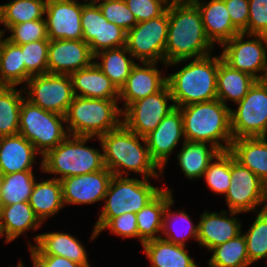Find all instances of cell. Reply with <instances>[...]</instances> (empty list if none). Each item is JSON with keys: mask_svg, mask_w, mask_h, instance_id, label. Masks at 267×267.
I'll use <instances>...</instances> for the list:
<instances>
[{"mask_svg": "<svg viewBox=\"0 0 267 267\" xmlns=\"http://www.w3.org/2000/svg\"><path fill=\"white\" fill-rule=\"evenodd\" d=\"M228 9L232 24L247 35L249 19V0H224Z\"/></svg>", "mask_w": 267, "mask_h": 267, "instance_id": "obj_48", "label": "cell"}, {"mask_svg": "<svg viewBox=\"0 0 267 267\" xmlns=\"http://www.w3.org/2000/svg\"><path fill=\"white\" fill-rule=\"evenodd\" d=\"M126 46L107 49L94 55V59L101 58V62L94 63L111 80L118 90L125 84L132 67L136 64Z\"/></svg>", "mask_w": 267, "mask_h": 267, "instance_id": "obj_34", "label": "cell"}, {"mask_svg": "<svg viewBox=\"0 0 267 267\" xmlns=\"http://www.w3.org/2000/svg\"><path fill=\"white\" fill-rule=\"evenodd\" d=\"M184 61L189 64L167 77L175 107H182L193 103L209 102L217 99V71L219 56L211 54L202 58L180 60L165 66L176 65Z\"/></svg>", "mask_w": 267, "mask_h": 267, "instance_id": "obj_3", "label": "cell"}, {"mask_svg": "<svg viewBox=\"0 0 267 267\" xmlns=\"http://www.w3.org/2000/svg\"><path fill=\"white\" fill-rule=\"evenodd\" d=\"M229 211L244 213L267 208V185L231 154L230 187L225 194ZM257 207V208H256Z\"/></svg>", "mask_w": 267, "mask_h": 267, "instance_id": "obj_13", "label": "cell"}, {"mask_svg": "<svg viewBox=\"0 0 267 267\" xmlns=\"http://www.w3.org/2000/svg\"><path fill=\"white\" fill-rule=\"evenodd\" d=\"M173 204L174 199L172 198L165 207L161 232L165 238L162 236L160 238L177 245L186 246L185 242L188 238L192 237L198 240V225L194 226L189 215L182 210L178 213L171 212L170 207Z\"/></svg>", "mask_w": 267, "mask_h": 267, "instance_id": "obj_35", "label": "cell"}, {"mask_svg": "<svg viewBox=\"0 0 267 267\" xmlns=\"http://www.w3.org/2000/svg\"><path fill=\"white\" fill-rule=\"evenodd\" d=\"M168 8L159 17L138 22L127 32L126 48L133 59L140 62L165 64V47L168 37Z\"/></svg>", "mask_w": 267, "mask_h": 267, "instance_id": "obj_11", "label": "cell"}, {"mask_svg": "<svg viewBox=\"0 0 267 267\" xmlns=\"http://www.w3.org/2000/svg\"><path fill=\"white\" fill-rule=\"evenodd\" d=\"M29 89L28 91L25 89ZM25 98L33 104L59 115H66L75 95L67 74L45 73L32 76L23 88Z\"/></svg>", "mask_w": 267, "mask_h": 267, "instance_id": "obj_12", "label": "cell"}, {"mask_svg": "<svg viewBox=\"0 0 267 267\" xmlns=\"http://www.w3.org/2000/svg\"><path fill=\"white\" fill-rule=\"evenodd\" d=\"M34 241L35 245L29 244L31 255H56L91 267L83 244L69 233L47 232L34 236Z\"/></svg>", "mask_w": 267, "mask_h": 267, "instance_id": "obj_22", "label": "cell"}, {"mask_svg": "<svg viewBox=\"0 0 267 267\" xmlns=\"http://www.w3.org/2000/svg\"><path fill=\"white\" fill-rule=\"evenodd\" d=\"M132 67L129 77L119 90V100L125 101L124 109L131 103L160 91L167 77L156 68L157 62H139Z\"/></svg>", "mask_w": 267, "mask_h": 267, "instance_id": "obj_20", "label": "cell"}, {"mask_svg": "<svg viewBox=\"0 0 267 267\" xmlns=\"http://www.w3.org/2000/svg\"><path fill=\"white\" fill-rule=\"evenodd\" d=\"M267 36V0H249L247 35Z\"/></svg>", "mask_w": 267, "mask_h": 267, "instance_id": "obj_46", "label": "cell"}, {"mask_svg": "<svg viewBox=\"0 0 267 267\" xmlns=\"http://www.w3.org/2000/svg\"><path fill=\"white\" fill-rule=\"evenodd\" d=\"M142 247L151 262L150 267H198L186 246L158 238L143 243Z\"/></svg>", "mask_w": 267, "mask_h": 267, "instance_id": "obj_30", "label": "cell"}, {"mask_svg": "<svg viewBox=\"0 0 267 267\" xmlns=\"http://www.w3.org/2000/svg\"><path fill=\"white\" fill-rule=\"evenodd\" d=\"M181 138L185 140L183 117L178 107L171 110L155 130L145 136L150 156L162 173L169 155L177 147Z\"/></svg>", "mask_w": 267, "mask_h": 267, "instance_id": "obj_17", "label": "cell"}, {"mask_svg": "<svg viewBox=\"0 0 267 267\" xmlns=\"http://www.w3.org/2000/svg\"><path fill=\"white\" fill-rule=\"evenodd\" d=\"M222 210L219 214L205 210L198 222V244L210 252L212 248L236 238L242 233L240 220L235 215L239 212ZM239 220V221H238Z\"/></svg>", "mask_w": 267, "mask_h": 267, "instance_id": "obj_21", "label": "cell"}, {"mask_svg": "<svg viewBox=\"0 0 267 267\" xmlns=\"http://www.w3.org/2000/svg\"><path fill=\"white\" fill-rule=\"evenodd\" d=\"M98 140L102 147L104 165L113 175L128 176L131 173L127 172L129 170L142 174L145 179L161 176L159 173L162 170L152 160L145 137L139 136L123 124L98 137Z\"/></svg>", "mask_w": 267, "mask_h": 267, "instance_id": "obj_2", "label": "cell"}, {"mask_svg": "<svg viewBox=\"0 0 267 267\" xmlns=\"http://www.w3.org/2000/svg\"><path fill=\"white\" fill-rule=\"evenodd\" d=\"M112 176L105 167L93 173L63 178L60 181L64 205L92 204L104 200Z\"/></svg>", "mask_w": 267, "mask_h": 267, "instance_id": "obj_18", "label": "cell"}, {"mask_svg": "<svg viewBox=\"0 0 267 267\" xmlns=\"http://www.w3.org/2000/svg\"><path fill=\"white\" fill-rule=\"evenodd\" d=\"M165 65L210 55L214 44L206 35L198 7L191 0L170 1Z\"/></svg>", "mask_w": 267, "mask_h": 267, "instance_id": "obj_1", "label": "cell"}, {"mask_svg": "<svg viewBox=\"0 0 267 267\" xmlns=\"http://www.w3.org/2000/svg\"><path fill=\"white\" fill-rule=\"evenodd\" d=\"M172 198V190L163 188L151 202L136 213L138 238L142 245L161 237L164 210Z\"/></svg>", "mask_w": 267, "mask_h": 267, "instance_id": "obj_29", "label": "cell"}, {"mask_svg": "<svg viewBox=\"0 0 267 267\" xmlns=\"http://www.w3.org/2000/svg\"><path fill=\"white\" fill-rule=\"evenodd\" d=\"M237 105L230 110L233 139L267 137V81L257 80Z\"/></svg>", "mask_w": 267, "mask_h": 267, "instance_id": "obj_9", "label": "cell"}, {"mask_svg": "<svg viewBox=\"0 0 267 267\" xmlns=\"http://www.w3.org/2000/svg\"><path fill=\"white\" fill-rule=\"evenodd\" d=\"M26 72L32 77L48 73L49 40H39L19 45Z\"/></svg>", "mask_w": 267, "mask_h": 267, "instance_id": "obj_42", "label": "cell"}, {"mask_svg": "<svg viewBox=\"0 0 267 267\" xmlns=\"http://www.w3.org/2000/svg\"><path fill=\"white\" fill-rule=\"evenodd\" d=\"M119 99H98L75 96L65 115L69 135L98 138L122 124ZM68 125V126H67Z\"/></svg>", "mask_w": 267, "mask_h": 267, "instance_id": "obj_6", "label": "cell"}, {"mask_svg": "<svg viewBox=\"0 0 267 267\" xmlns=\"http://www.w3.org/2000/svg\"><path fill=\"white\" fill-rule=\"evenodd\" d=\"M35 183L32 171L0 175V207L28 202Z\"/></svg>", "mask_w": 267, "mask_h": 267, "instance_id": "obj_37", "label": "cell"}, {"mask_svg": "<svg viewBox=\"0 0 267 267\" xmlns=\"http://www.w3.org/2000/svg\"><path fill=\"white\" fill-rule=\"evenodd\" d=\"M63 123H66L64 115L46 111L23 98L19 134L32 143L42 157L69 135Z\"/></svg>", "mask_w": 267, "mask_h": 267, "instance_id": "obj_8", "label": "cell"}, {"mask_svg": "<svg viewBox=\"0 0 267 267\" xmlns=\"http://www.w3.org/2000/svg\"><path fill=\"white\" fill-rule=\"evenodd\" d=\"M245 36L249 37V40H244ZM221 46L223 47V52L220 54L222 60L231 68L248 73L257 80H265L267 76L266 35L239 33Z\"/></svg>", "mask_w": 267, "mask_h": 267, "instance_id": "obj_10", "label": "cell"}, {"mask_svg": "<svg viewBox=\"0 0 267 267\" xmlns=\"http://www.w3.org/2000/svg\"><path fill=\"white\" fill-rule=\"evenodd\" d=\"M78 1V0H77ZM86 2L84 3V4H92V5H97V3L98 2H104V1H106V0H89V2H88V0H85Z\"/></svg>", "mask_w": 267, "mask_h": 267, "instance_id": "obj_50", "label": "cell"}, {"mask_svg": "<svg viewBox=\"0 0 267 267\" xmlns=\"http://www.w3.org/2000/svg\"><path fill=\"white\" fill-rule=\"evenodd\" d=\"M94 62L89 44L81 40H49L48 73L70 75Z\"/></svg>", "mask_w": 267, "mask_h": 267, "instance_id": "obj_19", "label": "cell"}, {"mask_svg": "<svg viewBox=\"0 0 267 267\" xmlns=\"http://www.w3.org/2000/svg\"><path fill=\"white\" fill-rule=\"evenodd\" d=\"M256 81L257 79L250 74L231 68L222 60L221 55L219 56L217 99L224 105H228V100L236 104L240 102Z\"/></svg>", "mask_w": 267, "mask_h": 267, "instance_id": "obj_28", "label": "cell"}, {"mask_svg": "<svg viewBox=\"0 0 267 267\" xmlns=\"http://www.w3.org/2000/svg\"><path fill=\"white\" fill-rule=\"evenodd\" d=\"M92 138L68 135L42 157L41 171L48 174H59L56 179L62 180L104 169L103 153L99 149L86 146L88 140Z\"/></svg>", "mask_w": 267, "mask_h": 267, "instance_id": "obj_7", "label": "cell"}, {"mask_svg": "<svg viewBox=\"0 0 267 267\" xmlns=\"http://www.w3.org/2000/svg\"><path fill=\"white\" fill-rule=\"evenodd\" d=\"M81 28L82 39L93 55L126 45L127 32L108 22L98 5L82 3Z\"/></svg>", "mask_w": 267, "mask_h": 267, "instance_id": "obj_15", "label": "cell"}, {"mask_svg": "<svg viewBox=\"0 0 267 267\" xmlns=\"http://www.w3.org/2000/svg\"><path fill=\"white\" fill-rule=\"evenodd\" d=\"M178 108L183 117L186 141L207 142L220 152L229 151L233 141L231 108L218 99L193 103Z\"/></svg>", "mask_w": 267, "mask_h": 267, "instance_id": "obj_4", "label": "cell"}, {"mask_svg": "<svg viewBox=\"0 0 267 267\" xmlns=\"http://www.w3.org/2000/svg\"><path fill=\"white\" fill-rule=\"evenodd\" d=\"M47 0H11L9 3L0 5V24L5 31L12 25L43 19Z\"/></svg>", "mask_w": 267, "mask_h": 267, "instance_id": "obj_36", "label": "cell"}, {"mask_svg": "<svg viewBox=\"0 0 267 267\" xmlns=\"http://www.w3.org/2000/svg\"><path fill=\"white\" fill-rule=\"evenodd\" d=\"M22 90L15 86H0V137L19 134Z\"/></svg>", "mask_w": 267, "mask_h": 267, "instance_id": "obj_38", "label": "cell"}, {"mask_svg": "<svg viewBox=\"0 0 267 267\" xmlns=\"http://www.w3.org/2000/svg\"><path fill=\"white\" fill-rule=\"evenodd\" d=\"M199 9L206 35L215 45H222L241 33L231 22L224 0H191Z\"/></svg>", "mask_w": 267, "mask_h": 267, "instance_id": "obj_23", "label": "cell"}, {"mask_svg": "<svg viewBox=\"0 0 267 267\" xmlns=\"http://www.w3.org/2000/svg\"><path fill=\"white\" fill-rule=\"evenodd\" d=\"M7 31H10L11 35L5 39L15 45H23L39 40H49L44 18L12 25Z\"/></svg>", "mask_w": 267, "mask_h": 267, "instance_id": "obj_43", "label": "cell"}, {"mask_svg": "<svg viewBox=\"0 0 267 267\" xmlns=\"http://www.w3.org/2000/svg\"><path fill=\"white\" fill-rule=\"evenodd\" d=\"M44 15L49 40L82 39V3L76 0H47Z\"/></svg>", "mask_w": 267, "mask_h": 267, "instance_id": "obj_16", "label": "cell"}, {"mask_svg": "<svg viewBox=\"0 0 267 267\" xmlns=\"http://www.w3.org/2000/svg\"><path fill=\"white\" fill-rule=\"evenodd\" d=\"M28 202L36 217L43 224L44 220L57 214L65 206L61 181L53 177L46 181L36 182Z\"/></svg>", "mask_w": 267, "mask_h": 267, "instance_id": "obj_31", "label": "cell"}, {"mask_svg": "<svg viewBox=\"0 0 267 267\" xmlns=\"http://www.w3.org/2000/svg\"><path fill=\"white\" fill-rule=\"evenodd\" d=\"M169 87L166 84L160 91L139 99L122 110V124L145 137L160 124L163 118L175 108Z\"/></svg>", "mask_w": 267, "mask_h": 267, "instance_id": "obj_14", "label": "cell"}, {"mask_svg": "<svg viewBox=\"0 0 267 267\" xmlns=\"http://www.w3.org/2000/svg\"><path fill=\"white\" fill-rule=\"evenodd\" d=\"M36 267H84L65 257L56 255H30Z\"/></svg>", "mask_w": 267, "mask_h": 267, "instance_id": "obj_49", "label": "cell"}, {"mask_svg": "<svg viewBox=\"0 0 267 267\" xmlns=\"http://www.w3.org/2000/svg\"><path fill=\"white\" fill-rule=\"evenodd\" d=\"M0 34V86L23 85L31 77L25 70L22 49Z\"/></svg>", "mask_w": 267, "mask_h": 267, "instance_id": "obj_33", "label": "cell"}, {"mask_svg": "<svg viewBox=\"0 0 267 267\" xmlns=\"http://www.w3.org/2000/svg\"><path fill=\"white\" fill-rule=\"evenodd\" d=\"M242 234L251 263L267 258V208H261L248 232Z\"/></svg>", "mask_w": 267, "mask_h": 267, "instance_id": "obj_40", "label": "cell"}, {"mask_svg": "<svg viewBox=\"0 0 267 267\" xmlns=\"http://www.w3.org/2000/svg\"><path fill=\"white\" fill-rule=\"evenodd\" d=\"M182 144V148L177 155L180 168L184 172V176L191 180L194 178L197 180L204 175L209 163L215 159L220 151L207 142L183 140Z\"/></svg>", "mask_w": 267, "mask_h": 267, "instance_id": "obj_32", "label": "cell"}, {"mask_svg": "<svg viewBox=\"0 0 267 267\" xmlns=\"http://www.w3.org/2000/svg\"><path fill=\"white\" fill-rule=\"evenodd\" d=\"M106 229L123 238H138L136 213H124L112 218L98 233Z\"/></svg>", "mask_w": 267, "mask_h": 267, "instance_id": "obj_47", "label": "cell"}, {"mask_svg": "<svg viewBox=\"0 0 267 267\" xmlns=\"http://www.w3.org/2000/svg\"><path fill=\"white\" fill-rule=\"evenodd\" d=\"M149 180L124 177V175L112 176L104 197L105 205L95 223L91 240L99 235L98 232L112 218L124 213H138L163 190L153 186Z\"/></svg>", "mask_w": 267, "mask_h": 267, "instance_id": "obj_5", "label": "cell"}, {"mask_svg": "<svg viewBox=\"0 0 267 267\" xmlns=\"http://www.w3.org/2000/svg\"><path fill=\"white\" fill-rule=\"evenodd\" d=\"M69 76L75 96L119 99V90L94 62L86 68L71 73Z\"/></svg>", "mask_w": 267, "mask_h": 267, "instance_id": "obj_25", "label": "cell"}, {"mask_svg": "<svg viewBox=\"0 0 267 267\" xmlns=\"http://www.w3.org/2000/svg\"><path fill=\"white\" fill-rule=\"evenodd\" d=\"M209 163L203 177L209 189L217 194H226L230 187L231 179V153L229 151L219 152ZM214 161V162H213Z\"/></svg>", "mask_w": 267, "mask_h": 267, "instance_id": "obj_41", "label": "cell"}, {"mask_svg": "<svg viewBox=\"0 0 267 267\" xmlns=\"http://www.w3.org/2000/svg\"><path fill=\"white\" fill-rule=\"evenodd\" d=\"M41 225L29 202L0 207V232L2 236L6 235V243L15 240L30 229L36 231Z\"/></svg>", "mask_w": 267, "mask_h": 267, "instance_id": "obj_27", "label": "cell"}, {"mask_svg": "<svg viewBox=\"0 0 267 267\" xmlns=\"http://www.w3.org/2000/svg\"><path fill=\"white\" fill-rule=\"evenodd\" d=\"M209 267H248L249 261L245 236L241 233L236 238L219 244L210 250Z\"/></svg>", "mask_w": 267, "mask_h": 267, "instance_id": "obj_39", "label": "cell"}, {"mask_svg": "<svg viewBox=\"0 0 267 267\" xmlns=\"http://www.w3.org/2000/svg\"><path fill=\"white\" fill-rule=\"evenodd\" d=\"M97 5L108 22L114 23L126 32L137 24L134 14L128 8L125 0H106Z\"/></svg>", "mask_w": 267, "mask_h": 267, "instance_id": "obj_44", "label": "cell"}, {"mask_svg": "<svg viewBox=\"0 0 267 267\" xmlns=\"http://www.w3.org/2000/svg\"><path fill=\"white\" fill-rule=\"evenodd\" d=\"M39 152L21 134L0 137V175L32 171Z\"/></svg>", "mask_w": 267, "mask_h": 267, "instance_id": "obj_24", "label": "cell"}, {"mask_svg": "<svg viewBox=\"0 0 267 267\" xmlns=\"http://www.w3.org/2000/svg\"><path fill=\"white\" fill-rule=\"evenodd\" d=\"M33 266L36 267V265L34 263H33ZM17 267H25V266H24L23 262H21V260H20Z\"/></svg>", "mask_w": 267, "mask_h": 267, "instance_id": "obj_51", "label": "cell"}, {"mask_svg": "<svg viewBox=\"0 0 267 267\" xmlns=\"http://www.w3.org/2000/svg\"><path fill=\"white\" fill-rule=\"evenodd\" d=\"M229 152L267 185V137L233 139Z\"/></svg>", "mask_w": 267, "mask_h": 267, "instance_id": "obj_26", "label": "cell"}, {"mask_svg": "<svg viewBox=\"0 0 267 267\" xmlns=\"http://www.w3.org/2000/svg\"><path fill=\"white\" fill-rule=\"evenodd\" d=\"M125 2L138 23L161 16L167 10L170 0H125Z\"/></svg>", "mask_w": 267, "mask_h": 267, "instance_id": "obj_45", "label": "cell"}]
</instances>
